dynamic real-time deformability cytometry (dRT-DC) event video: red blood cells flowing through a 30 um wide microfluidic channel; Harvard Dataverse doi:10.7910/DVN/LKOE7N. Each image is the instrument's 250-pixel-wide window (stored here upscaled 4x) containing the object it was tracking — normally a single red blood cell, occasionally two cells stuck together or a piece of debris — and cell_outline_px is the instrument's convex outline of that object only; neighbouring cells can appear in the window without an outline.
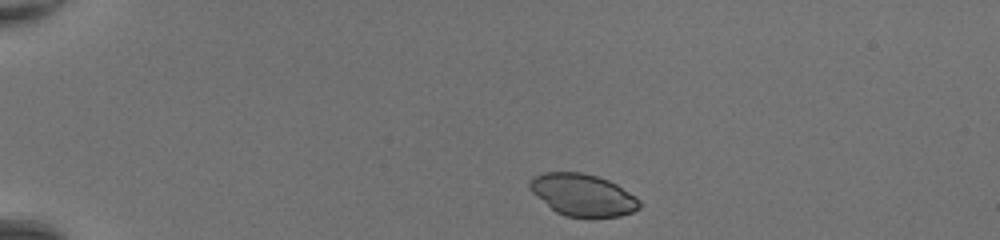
{"species": "common noctule bat (a hibernating species)", "species_latin": "Nyctalus noctula", "temperature_condition": "room temperature", "stored_images_in_passage": 39, "camera_frame_rate_fps": 3000, "um_per_image_px": 0.085, "animal": {"sex": "female", "body_mass_g": 20.0, "forearm_length_mm": 54.0}, "frame": {"image": 1, "passage_image": 2, "time_ms": 0.333, "image_size_px": [1000, 240], "cell_outline_px": [[640, 208], [632, 212], [620, 216], [592, 220], [568, 216], [556, 212], [532, 192], [528, 188], [528, 184], [532, 176], [544, 172], [580, 172], [596, 176], [608, 180], [616, 184], [636, 196], [640, 200]], "centroid_in_image_um": [49.55, 16.6], "position_along_channel_um": 35.5, "area_um2": 27.4}}
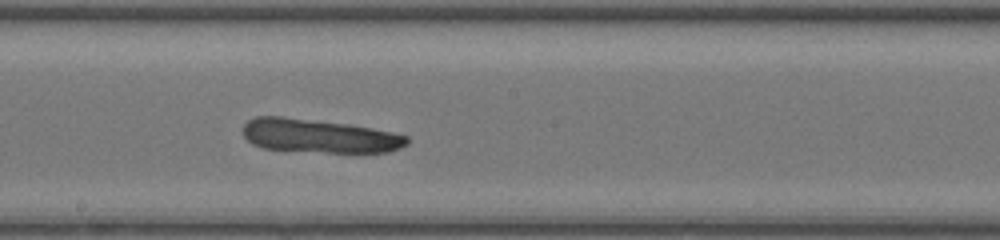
{"frame": {"image": 2, "passage_image": 20, "time_ms": 6.333, "image_size_px": [1000, 240], "cell_outline_px": [[408, 144], [400, 148], [388, 152], [328, 152], [264, 148], [252, 144], [244, 136], [244, 124], [248, 120], [256, 116], [280, 116], [348, 124], [372, 128], [392, 132], [408, 136]], "centroid_in_image_um": [27.13, 11.55], "position_along_channel_um": 221.1, "area_um2": 31.91}}
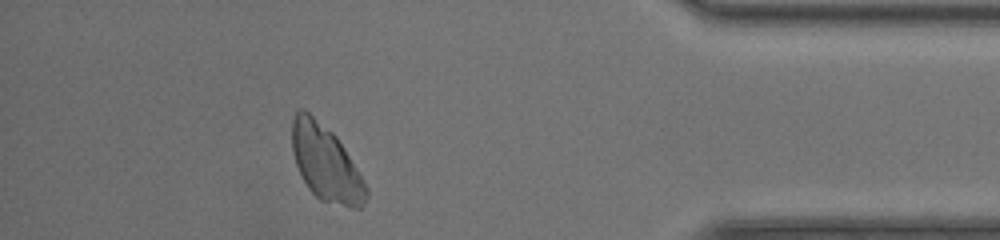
{"frame": {"image": 3, "passage_image": 35, "time_ms": 11.333, "image_size_px": [1000, 240], "cell_outline_px": [[368, 196], [364, 204], [360, 208], [352, 208], [320, 200], [308, 188], [296, 164], [292, 152], [292, 120], [296, 112], [300, 108], [304, 108], [332, 132], [336, 136], [344, 148], [356, 168], [368, 192]], "centroid_in_image_um": [27.67, 13.86], "position_along_channel_um": 407.5, "area_um2": 32.25}}